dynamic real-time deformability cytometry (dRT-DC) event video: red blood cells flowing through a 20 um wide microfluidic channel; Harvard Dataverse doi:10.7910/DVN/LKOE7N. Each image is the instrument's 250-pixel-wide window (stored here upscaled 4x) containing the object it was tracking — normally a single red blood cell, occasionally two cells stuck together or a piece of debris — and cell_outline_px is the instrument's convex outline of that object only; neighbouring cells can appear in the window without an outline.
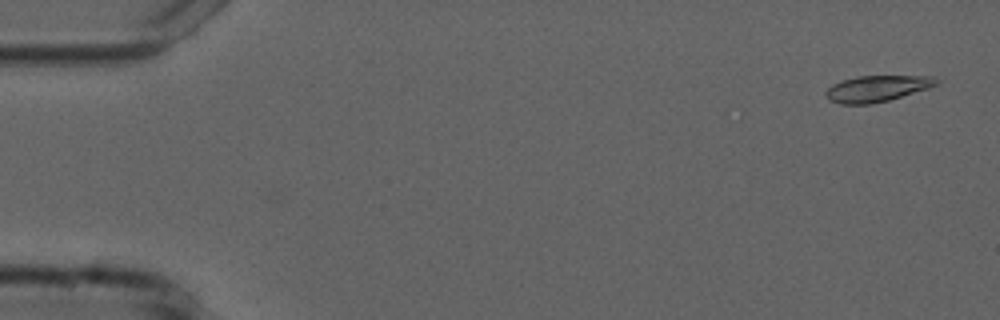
{"species": "common noctule bat (a hibernating species)", "species_latin": "Nyctalus noctula", "temperature_condition": "cold", "stored_images_in_passage": 54, "camera_frame_rate_fps": 3000, "um_per_image_px": 0.085, "animal": {"sex": "male", "forearm_length_mm": 52.5}, "frame": {"image": 1, "passage_image": 2, "time_ms": 0.333, "image_size_px": [1000, 320], "cell_outline_px": [[944, 80], [928, 88], [888, 100], [872, 104], [840, 104], [828, 100], [824, 96], [824, 92], [832, 84], [840, 80], [856, 76], [932, 76]], "centroid_in_image_um": [74.5, 7.52], "position_along_channel_um": 10.5, "area_um2": 17.05}}
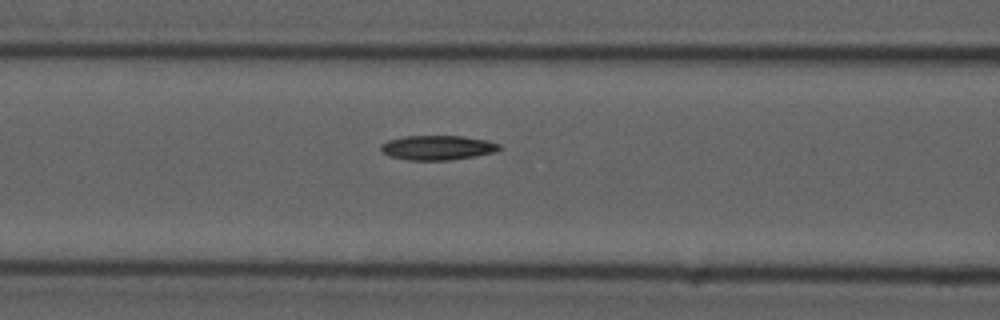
{"frame": {"image": 2, "passage_image": 22, "time_ms": 7.0, "image_size_px": [1000, 320], "cell_outline_px": [[504, 148], [496, 152], [476, 156], [448, 160], [408, 160], [388, 156], [380, 148], [380, 144], [388, 140], [404, 136], [464, 136], [488, 140], [500, 144]], "centroid_in_image_um": [37.23, 12.55], "position_along_channel_um": 129.4, "area_um2": 17.17}}
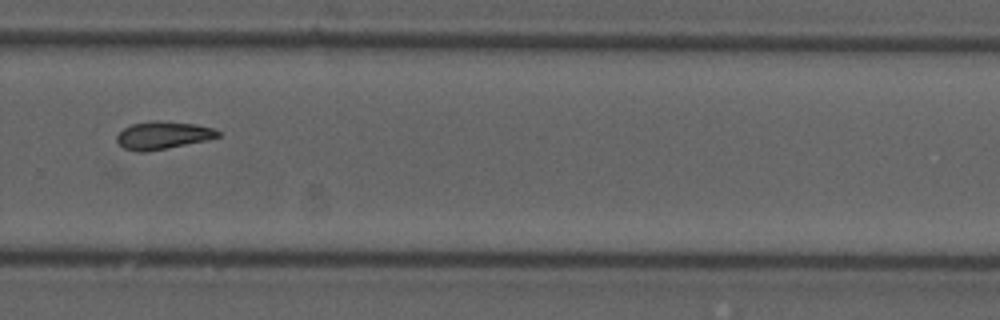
{"frame": {"image": 3, "passage_image": 37, "time_ms": 12.0, "image_size_px": [1000, 320], "cell_outline_px": [[220, 136], [208, 140], [144, 152], [136, 152], [124, 148], [116, 140], [116, 136], [124, 128], [132, 124], [152, 120], [156, 120], [196, 124], [212, 128], [220, 132]], "centroid_in_image_um": [13.84, 11.49], "position_along_channel_um": 316.0, "area_um2": 16.24}, "authors_computed_cell_mechanics": {"area_um2": 16.7331, "velocity_mm_per_s": 3.7385, "shape_relaxation_time_tau1_ms": 7.2137, "shape_relaxation_time_tau2_ms": null, "deformation_change_tau1": 0.1908, "deformation_change_tau2": null}}